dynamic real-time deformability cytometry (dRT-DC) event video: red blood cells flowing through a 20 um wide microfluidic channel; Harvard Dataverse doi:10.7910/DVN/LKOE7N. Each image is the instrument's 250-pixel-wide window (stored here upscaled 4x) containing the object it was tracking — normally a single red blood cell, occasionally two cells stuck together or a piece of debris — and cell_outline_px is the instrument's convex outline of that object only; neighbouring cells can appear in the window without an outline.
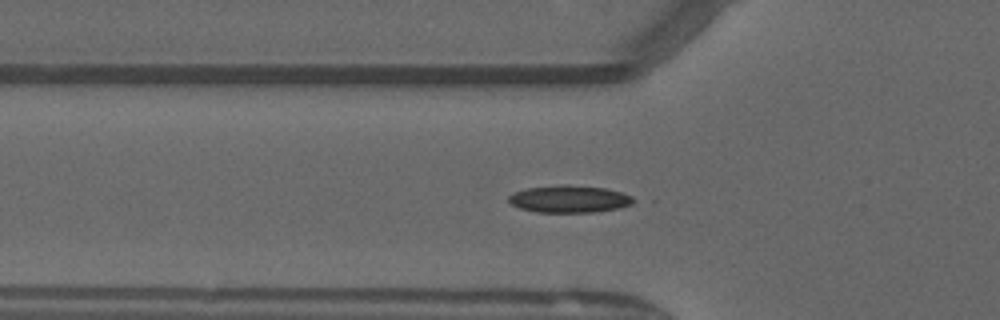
{"species": "common noctule bat (a hibernating species)", "species_latin": "Nyctalus noctula", "temperature_condition": "warm", "stored_images_in_passage": 52, "camera_frame_rate_fps": 3000, "um_per_image_px": 0.085, "animal": {"sex": "male", "forearm_length_mm": 52.5}, "frame": {"image": 1, "passage_image": 18, "time_ms": 5.667, "image_size_px": [1000, 320], "cell_outline_px": [[640, 200], [632, 204], [620, 208], [596, 212], [536, 212], [520, 208], [512, 204], [508, 200], [508, 196], [512, 192], [528, 188], [564, 184], [568, 184], [604, 188], [620, 192], [632, 196]], "centroid_in_image_um": [48.43, 16.91], "position_along_channel_um": 77.4, "area_um2": 20.0}}
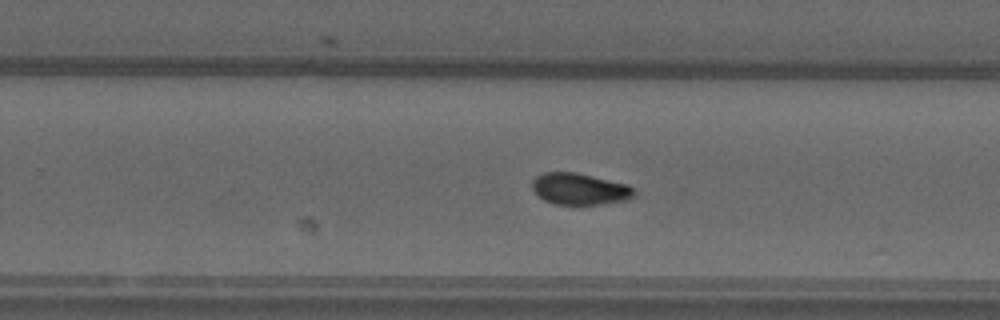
{"frame": {"image": 2, "passage_image": 33, "time_ms": 10.667, "image_size_px": [1000, 320], "cell_outline_px": [[636, 192], [632, 196], [624, 200], [600, 204], [552, 204], [544, 200], [532, 188], [532, 180], [536, 176], [544, 172], [576, 172], [628, 184]], "centroid_in_image_um": [49.24, 16.05], "position_along_channel_um": 280.6, "area_um2": 18.61}}
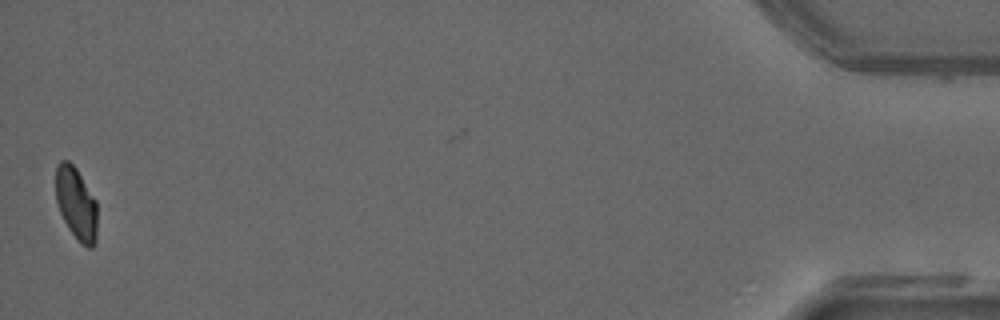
{"frame": {"image": 3, "passage_image": 51, "time_ms": 16.667, "image_size_px": [1000, 320], "cell_outline_px": [[96, 240], [92, 248], [88, 248], [80, 244], [68, 228], [60, 212], [56, 200], [56, 164], [60, 160], [68, 160], [76, 168], [96, 200]], "centroid_in_image_um": [6.47, 17.31], "position_along_channel_um": 428.7, "area_um2": 17.57}, "authors_computed_cell_mechanics": {"area_um2": 18.3515, "velocity_mm_per_s": 4.0646, "shape_relaxation_time_tau1_ms": null, "shape_relaxation_time_tau2_ms": 4.7846, "deformation_change_tau1": null, "deformation_change_tau2": 0.0753}}